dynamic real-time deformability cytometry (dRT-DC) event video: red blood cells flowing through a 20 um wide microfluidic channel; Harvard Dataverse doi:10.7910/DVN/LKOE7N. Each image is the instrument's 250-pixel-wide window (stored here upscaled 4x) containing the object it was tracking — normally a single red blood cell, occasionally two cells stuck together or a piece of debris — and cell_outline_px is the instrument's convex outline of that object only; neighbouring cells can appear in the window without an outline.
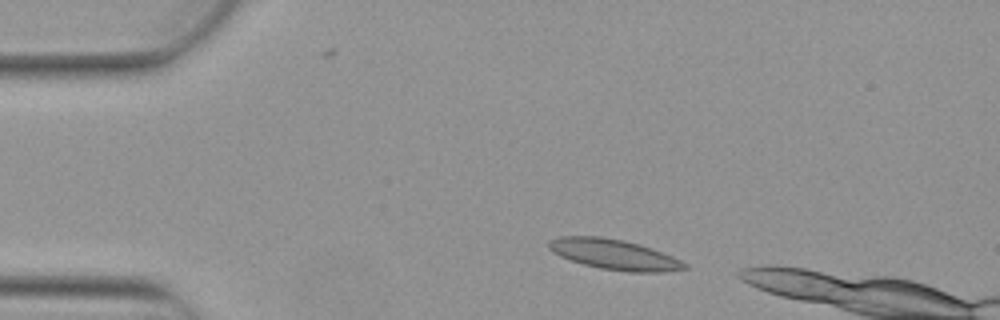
{"species": "Egyptian fruit bat (a non-hibernating species)", "species_latin": "Rousettus aegyptiacus", "temperature_condition": "warm", "stored_images_in_passage": 3, "camera_frame_rate_fps": 3000, "um_per_image_px": 0.085, "animal": {"sex": "female"}, "frame": {"image": 1, "passage_image": 1, "time_ms": 0.0, "image_size_px": [1000, 320], "cell_outline_px": [[688, 268], [668, 272], [628, 272], [600, 268], [584, 264], [560, 256], [552, 252], [548, 248], [548, 240], [556, 236], [600, 236], [624, 240], [640, 244], [652, 248], [672, 256], [688, 264]], "centroid_in_image_um": [52.2, 21.62], "position_along_channel_um": 32.8, "area_um2": 24.16}}